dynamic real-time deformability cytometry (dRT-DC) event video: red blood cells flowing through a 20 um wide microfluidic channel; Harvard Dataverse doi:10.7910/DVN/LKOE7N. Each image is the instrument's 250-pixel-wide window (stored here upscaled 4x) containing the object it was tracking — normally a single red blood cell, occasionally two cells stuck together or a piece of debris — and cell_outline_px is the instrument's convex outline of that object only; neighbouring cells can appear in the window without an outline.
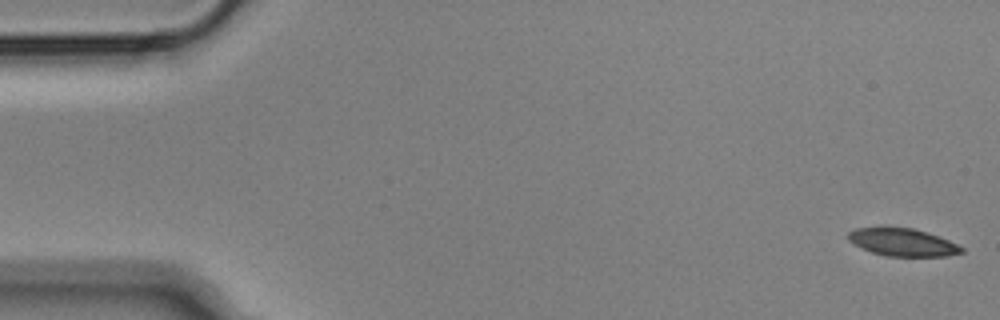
{"species": "Egyptian fruit bat (a non-hibernating species)", "species_latin": "Rousettus aegyptiacus", "temperature_condition": "cold", "stored_images_in_passage": 55, "camera_frame_rate_fps": 3000, "um_per_image_px": 0.085, "animal": {"sex": "male"}, "frame": {"image": 1, "passage_image": 1, "time_ms": 0.0, "image_size_px": [1000, 320], "cell_outline_px": [[964, 252], [948, 256], [888, 256], [872, 252], [860, 248], [848, 240], [848, 232], [856, 228], [912, 228], [928, 232], [948, 240], [964, 248]], "centroid_in_image_um": [76.73, 20.6], "position_along_channel_um": 8.3, "area_um2": 18.09}}
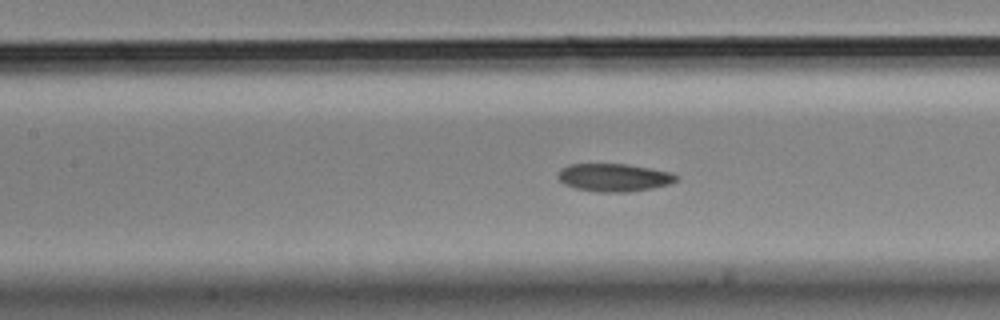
{"frame": {"image": 2, "passage_image": 24, "time_ms": 7.667, "image_size_px": [1000, 320], "cell_outline_px": [[680, 176], [672, 184], [652, 188], [628, 192], [596, 192], [576, 188], [564, 184], [556, 176], [560, 168], [568, 164], [628, 164], [672, 172]], "centroid_in_image_um": [52.2, 15.08], "position_along_channel_um": 155.2, "area_um2": 19.48}}
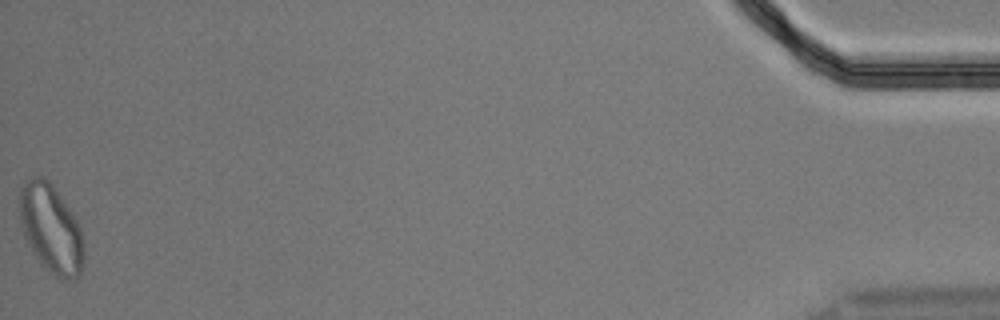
{"frame": {"image": 3, "passage_image": 55, "time_ms": 18.0, "image_size_px": [1000, 320], "cell_outline_px": [[84, 260], [80, 276], [72, 280], [68, 280], [56, 276], [40, 264], [24, 236], [20, 220], [20, 184], [28, 176], [44, 176], [52, 184], [64, 200], [80, 224], [84, 240]], "centroid_in_image_um": [4.35, 19.41], "position_along_channel_um": 430.8, "area_um2": 33.7}, "authors_computed_cell_mechanics": {"area_um2": 19.7098, "velocity_mm_per_s": 3.6251, "shape_relaxation_time_tau1_ms": null, "shape_relaxation_time_tau2_ms": 8.7771, "deformation_change_tau1": null, "deformation_change_tau2": 0.145}}